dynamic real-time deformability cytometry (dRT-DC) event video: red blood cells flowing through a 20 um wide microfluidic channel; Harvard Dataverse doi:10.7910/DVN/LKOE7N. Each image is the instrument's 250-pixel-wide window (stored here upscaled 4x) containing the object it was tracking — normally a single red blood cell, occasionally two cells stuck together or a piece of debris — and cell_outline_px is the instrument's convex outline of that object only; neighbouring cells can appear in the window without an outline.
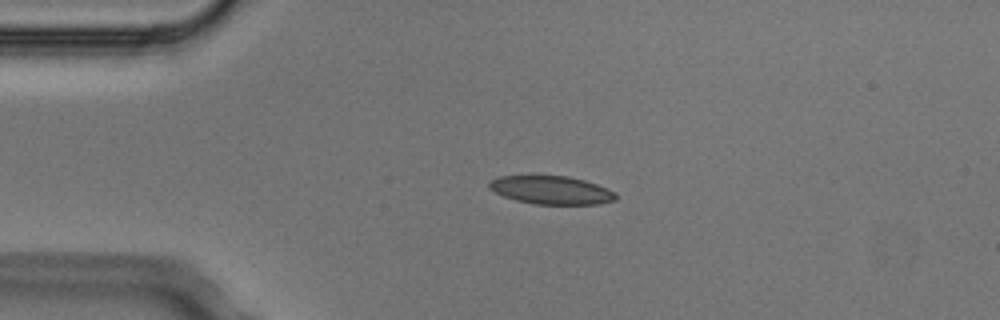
{"species": "Egyptian fruit bat (a non-hibernating species)", "species_latin": "Rousettus aegyptiacus", "temperature_condition": "cold", "stored_images_in_passage": 4, "camera_frame_rate_fps": 3000, "um_per_image_px": 0.085, "animal": {"sex": "male"}, "frame": {"image": 1, "passage_image": 3, "time_ms": 0.667, "image_size_px": [1000, 320], "cell_outline_px": [[616, 200], [600, 204], [532, 204], [516, 200], [504, 196], [488, 188], [488, 180], [500, 176], [568, 176], [584, 180], [608, 188], [616, 192]], "centroid_in_image_um": [46.86, 16.16], "position_along_channel_um": 38.1, "area_um2": 20.92}}